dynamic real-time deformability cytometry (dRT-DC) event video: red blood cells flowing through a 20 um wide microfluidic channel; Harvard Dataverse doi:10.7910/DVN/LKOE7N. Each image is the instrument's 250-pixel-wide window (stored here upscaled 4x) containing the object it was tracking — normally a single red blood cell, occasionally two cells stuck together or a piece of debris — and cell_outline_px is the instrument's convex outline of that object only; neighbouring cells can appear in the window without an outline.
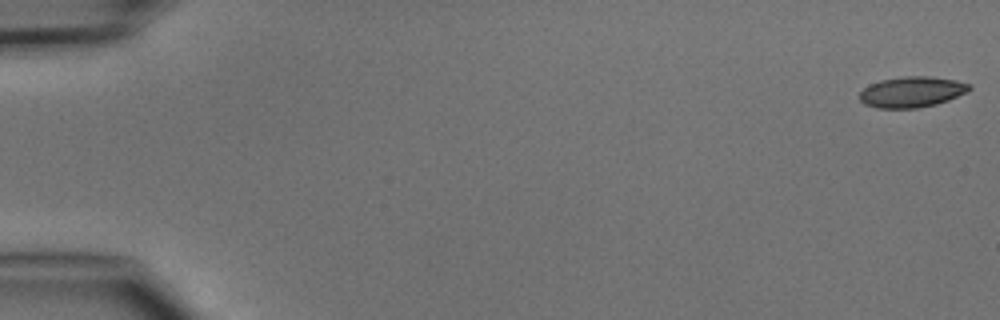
{"species": "common noctule bat (a hibernating species)", "species_latin": "Nyctalus noctula", "temperature_condition": "cold", "stored_images_in_passage": 6, "camera_frame_rate_fps": 3000, "um_per_image_px": 0.085, "animal": {"sex": "male", "body_mass_g": 15.6}, "frame": {"image": 1, "passage_image": 1, "time_ms": 0.0, "image_size_px": [1000, 320], "cell_outline_px": [[972, 88], [968, 92], [948, 100], [936, 104], [916, 108], [876, 108], [864, 104], [860, 100], [860, 92], [868, 84], [880, 80], [904, 76], [932, 76], [956, 80], [968, 84]], "centroid_in_image_um": [77.49, 7.81], "position_along_channel_um": 7.5, "area_um2": 19.77}}